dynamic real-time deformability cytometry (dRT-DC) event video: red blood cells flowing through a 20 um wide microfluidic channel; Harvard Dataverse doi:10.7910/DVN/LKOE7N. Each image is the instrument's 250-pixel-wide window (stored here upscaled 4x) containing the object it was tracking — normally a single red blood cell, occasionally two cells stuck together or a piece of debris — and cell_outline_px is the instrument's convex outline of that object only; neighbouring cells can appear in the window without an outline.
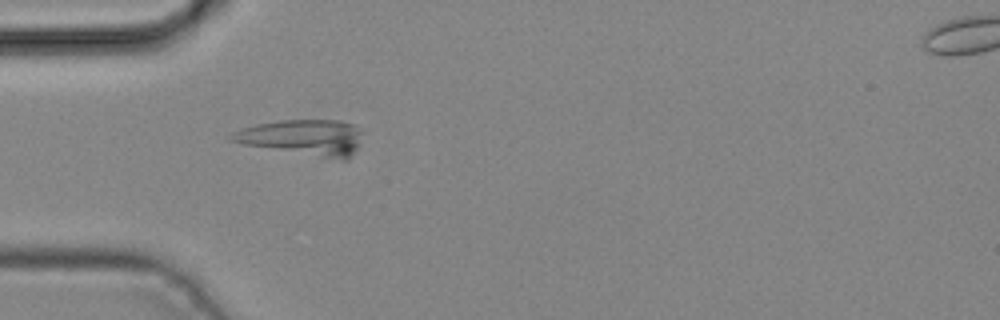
{"species": "common noctule bat (a hibernating species)", "species_latin": "Nyctalus noctula", "temperature_condition": "cold", "stored_images_in_passage": 6, "camera_frame_rate_fps": 3000, "um_per_image_px": 0.085, "animal": {"sex": "male", "body_mass_g": 19.2, "forearm_length_mm": 51.8}, "frame": {"image": 1, "passage_image": 5, "time_ms": 1.333, "image_size_px": [1000, 320], "cell_outline_px": [[360, 132], [356, 148], [348, 160], [344, 160], [244, 144], [228, 140], [228, 136], [232, 132], [256, 124], [280, 120], [340, 120], [352, 124]], "centroid_in_image_um": [25.73, 11.66], "position_along_channel_um": 59.3, "area_um2": 26.59}}